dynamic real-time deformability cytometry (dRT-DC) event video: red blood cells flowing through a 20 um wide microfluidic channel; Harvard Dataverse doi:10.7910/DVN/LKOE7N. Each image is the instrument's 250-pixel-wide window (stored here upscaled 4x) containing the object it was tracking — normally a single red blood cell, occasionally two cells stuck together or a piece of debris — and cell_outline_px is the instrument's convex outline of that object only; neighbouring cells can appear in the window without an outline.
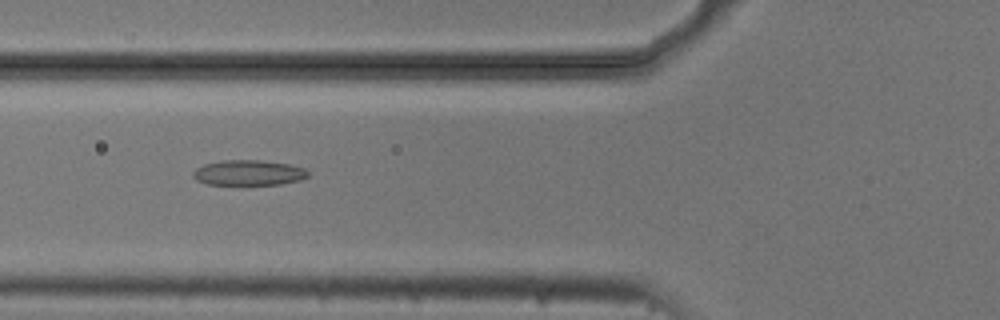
{"species": "common noctule bat (a hibernating species)", "species_latin": "Nyctalus noctula", "temperature_condition": "cold", "stored_images_in_passage": 5, "camera_frame_rate_fps": 3000, "um_per_image_px": 0.085, "animal": {"sex": "male", "body_mass_g": 20.5, "forearm_length_mm": 52.5}, "frame": {"image": 1, "passage_image": 2, "time_ms": 0.333, "image_size_px": [1000, 320], "cell_outline_px": [[308, 176], [300, 180], [280, 184], [208, 184], [196, 180], [192, 176], [192, 172], [196, 168], [204, 164], [224, 160], [260, 160], [288, 164], [304, 168], [308, 172]], "centroid_in_image_um": [21.11, 14.68], "position_along_channel_um": 104.7, "area_um2": 16.82}}
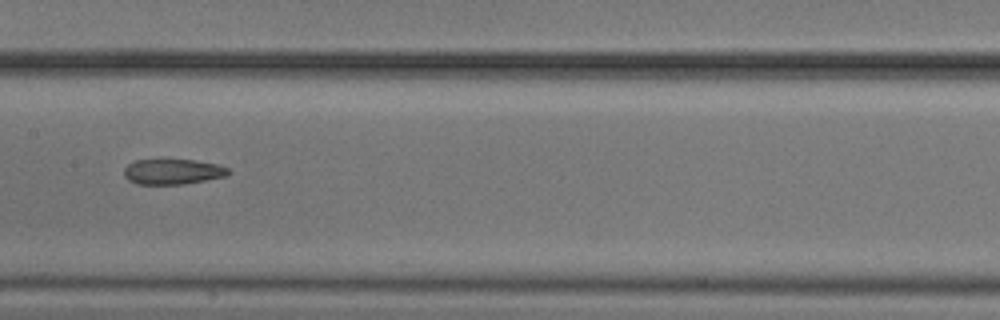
{"frame": {"image": 2, "passage_image": 4, "time_ms": 1.0, "image_size_px": [1000, 320], "cell_outline_px": [[232, 172], [228, 176], [184, 184], [136, 184], [128, 180], [124, 176], [124, 168], [128, 164], [136, 160], [196, 160], [216, 164], [228, 168]], "centroid_in_image_um": [14.7, 14.6], "position_along_channel_um": 192.7, "area_um2": 15.49}}
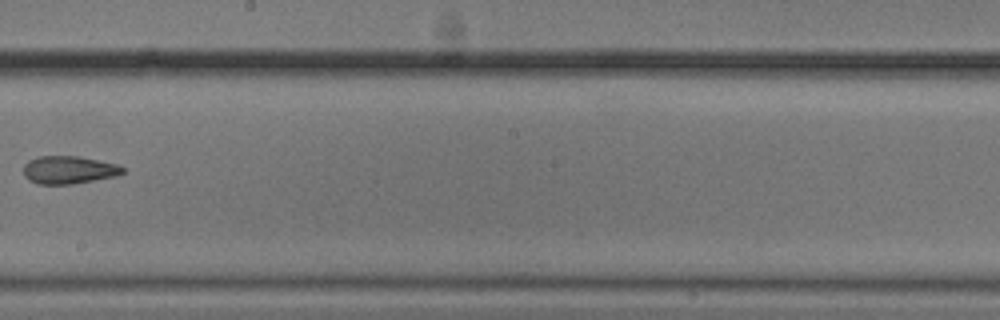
{"frame": {"image": 3, "passage_image": 5, "time_ms": 1.333, "image_size_px": [1000, 320], "cell_outline_px": [[124, 172], [116, 176], [72, 184], [36, 184], [28, 180], [24, 176], [24, 164], [28, 160], [36, 156], [76, 156], [120, 164], [124, 168]], "centroid_in_image_um": [5.83, 14.44], "position_along_channel_um": 242.4, "area_um2": 16.24}}